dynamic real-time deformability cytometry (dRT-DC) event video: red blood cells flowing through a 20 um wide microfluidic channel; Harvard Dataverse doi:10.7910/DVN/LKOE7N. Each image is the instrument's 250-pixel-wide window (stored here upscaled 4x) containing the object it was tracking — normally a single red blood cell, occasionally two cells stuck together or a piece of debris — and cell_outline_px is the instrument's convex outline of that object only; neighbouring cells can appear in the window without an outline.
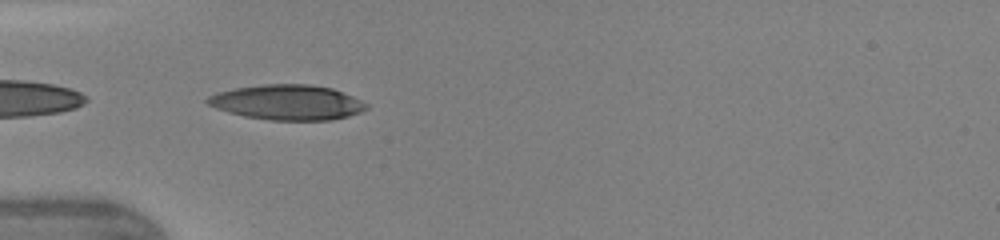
{"species": "human", "species_latin": "Homo sapiens", "temperature_condition": "warm", "stored_images_in_passage": 32, "camera_frame_rate_fps": 3000, "um_per_image_px": 0.085, "donor": {"sex": "female"}, "frame": {"image": 1, "passage_image": 1, "time_ms": 0.0, "image_size_px": [1000, 240], "cell_outline_px": [[368, 108], [360, 112], [348, 116], [332, 120], [268, 120], [244, 116], [228, 112], [216, 108], [208, 104], [204, 100], [208, 96], [216, 92], [236, 88], [264, 84], [312, 84], [332, 88], [352, 96], [368, 104]], "centroid_in_image_um": [24.41, 8.7], "position_along_channel_um": 60.6, "area_um2": 32.54}, "authors_computed_cell_mechanics": {"area_um2": 32.2524, "velocity_mm_per_s": 4.3646, "shape_relaxation_time_tau1_ms": 4.1433, "shape_relaxation_time_tau2_ms": 1.0546, "deformation_change_tau1": 0.195, "deformation_change_tau2": 0.0757}}